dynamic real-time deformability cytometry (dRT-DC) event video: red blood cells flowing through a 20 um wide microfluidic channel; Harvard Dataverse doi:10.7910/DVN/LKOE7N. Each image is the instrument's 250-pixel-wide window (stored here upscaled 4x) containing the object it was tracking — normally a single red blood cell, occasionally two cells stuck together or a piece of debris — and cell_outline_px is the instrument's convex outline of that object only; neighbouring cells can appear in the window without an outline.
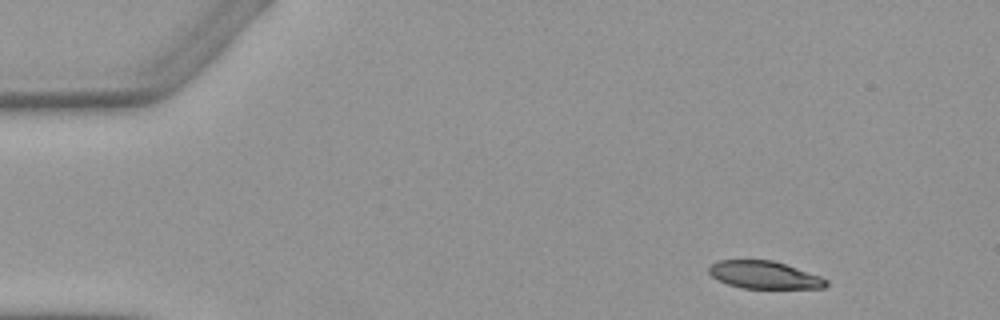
{"species": "Egyptian fruit bat (a non-hibernating species)", "species_latin": "Rousettus aegyptiacus", "temperature_condition": "warm", "stored_images_in_passage": 7, "camera_frame_rate_fps": 3000, "um_per_image_px": 0.085, "animal": {"sex": "female"}, "frame": {"image": 1, "passage_image": 1, "time_ms": 0.0, "image_size_px": [1000, 320], "cell_outline_px": [[828, 284], [824, 288], [740, 288], [716, 280], [708, 272], [708, 268], [716, 260], [772, 260], [820, 276], [828, 280]], "centroid_in_image_um": [64.92, 23.37], "position_along_channel_um": 20.1, "area_um2": 18.79}}
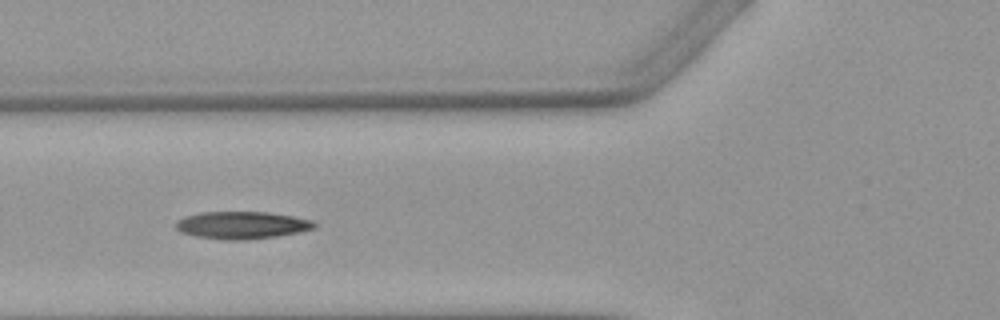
{"frame": {"image": 2, "passage_image": 5, "time_ms": 4.667, "image_size_px": [1000, 320], "cell_outline_px": [[316, 228], [300, 232], [276, 236], [248, 240], [224, 240], [196, 236], [180, 232], [176, 228], [176, 220], [184, 216], [200, 212], [268, 212], [292, 216], [312, 220], [316, 224]], "centroid_in_image_um": [20.55, 19.14], "position_along_channel_um": 105.3, "area_um2": 22.25}}
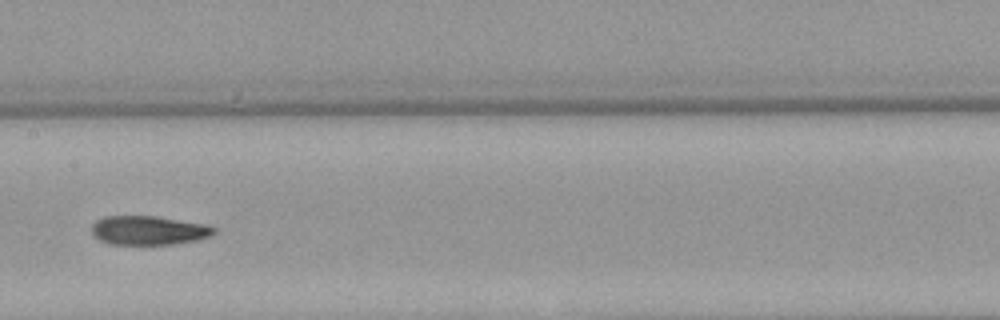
{"frame": {"image": 3, "passage_image": 7, "time_ms": 7.0, "image_size_px": [1000, 320], "cell_outline_px": [[216, 232], [212, 236], [196, 240], [172, 244], [108, 244], [100, 240], [92, 232], [92, 224], [96, 220], [104, 216], [156, 216], [208, 224], [216, 228]], "centroid_in_image_um": [12.67, 19.57], "position_along_channel_um": 194.7, "area_um2": 20.81}}